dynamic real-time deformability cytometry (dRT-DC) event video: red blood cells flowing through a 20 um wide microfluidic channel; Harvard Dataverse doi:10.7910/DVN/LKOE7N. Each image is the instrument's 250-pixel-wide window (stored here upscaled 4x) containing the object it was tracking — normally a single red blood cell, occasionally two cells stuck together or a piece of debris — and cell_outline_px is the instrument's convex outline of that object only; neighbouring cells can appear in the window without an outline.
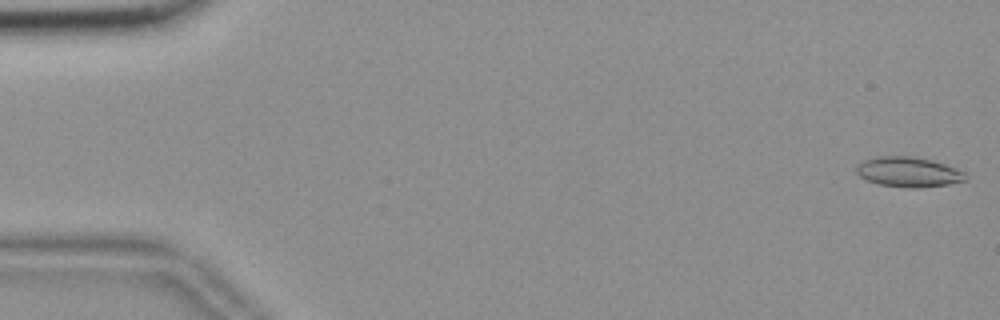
{"species": "common noctule bat (a hibernating species)", "species_latin": "Nyctalus noctula", "temperature_condition": "room temperature", "stored_images_in_passage": 55, "camera_frame_rate_fps": 3000, "um_per_image_px": 0.085, "animal": {"sex": "female", "body_mass_g": 18.4}, "frame": {"image": 1, "passage_image": 1, "time_ms": 0.0, "image_size_px": [1000, 320], "cell_outline_px": [[968, 180], [948, 184], [916, 188], [912, 188], [880, 184], [868, 180], [860, 176], [856, 172], [856, 168], [864, 160], [876, 156], [912, 156], [932, 160], [956, 168], [964, 172]], "centroid_in_image_um": [77.24, 14.61], "position_along_channel_um": 7.8, "area_um2": 18.9}}
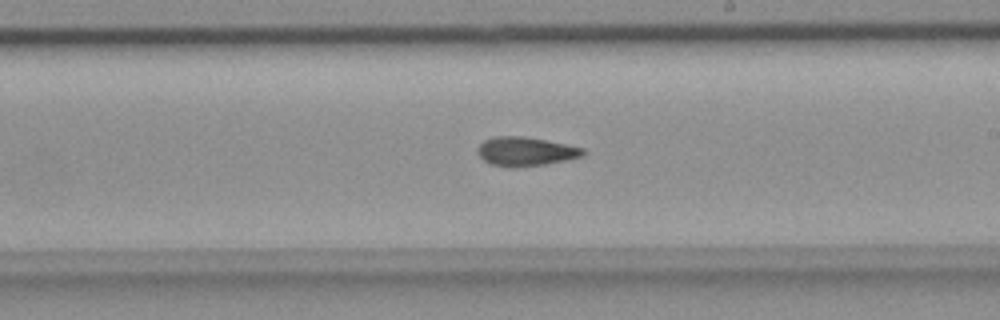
{"frame": {"image": 2, "passage_image": 32, "time_ms": 10.333, "image_size_px": [1000, 320], "cell_outline_px": [[588, 152], [584, 156], [544, 164], [512, 168], [508, 168], [492, 164], [484, 160], [476, 152], [476, 148], [484, 140], [496, 136], [524, 136], [584, 148]], "centroid_in_image_um": [44.66, 12.88], "position_along_channel_um": 244.3, "area_um2": 17.8}}
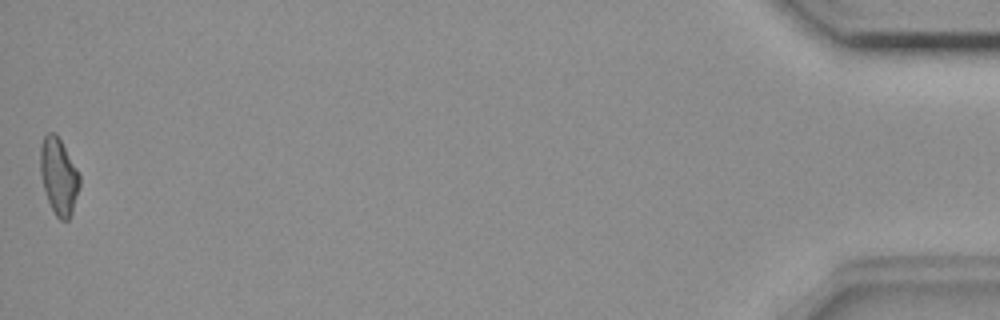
{"frame": {"image": 3, "passage_image": 55, "time_ms": 18.0, "image_size_px": [1000, 320], "cell_outline_px": [[80, 184], [72, 212], [68, 220], [60, 220], [56, 216], [48, 200], [44, 188], [40, 172], [40, 144], [44, 136], [48, 132], [56, 132], [80, 172]], "centroid_in_image_um": [5.0, 14.93], "position_along_channel_um": 430.2, "area_um2": 17.63}, "authors_computed_cell_mechanics": {"area_um2": 17.8024, "velocity_mm_per_s": 3.6889, "shape_relaxation_time_tau1_ms": null, "shape_relaxation_time_tau2_ms": 3.962, "deformation_change_tau1": null, "deformation_change_tau2": 0.1224}}